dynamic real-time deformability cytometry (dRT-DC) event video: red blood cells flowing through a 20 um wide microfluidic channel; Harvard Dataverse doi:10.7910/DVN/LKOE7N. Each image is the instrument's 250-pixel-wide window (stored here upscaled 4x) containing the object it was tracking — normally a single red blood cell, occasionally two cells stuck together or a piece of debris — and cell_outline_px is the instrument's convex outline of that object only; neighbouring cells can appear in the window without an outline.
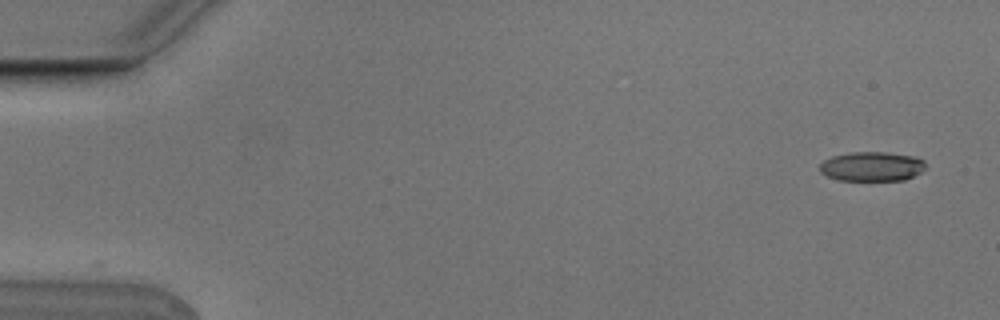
{"species": "Egyptian fruit bat (a non-hibernating species)", "species_latin": "Rousettus aegyptiacus", "temperature_condition": "cold", "stored_images_in_passage": 6, "camera_frame_rate_fps": 3000, "um_per_image_px": 0.085, "animal": {"sex": "male"}, "frame": {"image": 1, "passage_image": 1, "time_ms": 0.0, "image_size_px": [1000, 320], "cell_outline_px": [[924, 168], [920, 172], [904, 180], [840, 180], [828, 176], [820, 172], [820, 164], [824, 160], [832, 156], [848, 152], [884, 152], [916, 156], [924, 160]], "centroid_in_image_um": [74.1, 14.13], "position_along_channel_um": 10.9, "area_um2": 18.09}}
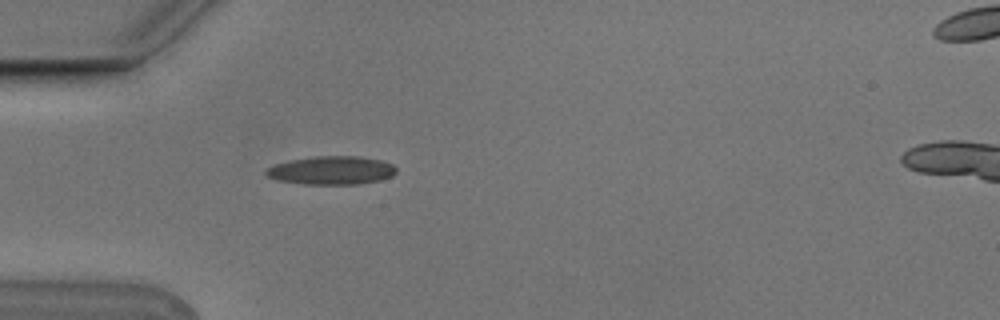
{"frame": {"image": 2, "passage_image": 5, "time_ms": 1.333, "image_size_px": [1000, 320], "cell_outline_px": [[396, 172], [392, 176], [380, 180], [356, 184], [304, 184], [276, 180], [268, 176], [264, 172], [268, 168], [276, 164], [288, 160], [316, 156], [360, 156], [380, 160], [392, 164], [396, 168]], "centroid_in_image_um": [28.18, 14.48], "position_along_channel_um": 56.8, "area_um2": 21.5}}